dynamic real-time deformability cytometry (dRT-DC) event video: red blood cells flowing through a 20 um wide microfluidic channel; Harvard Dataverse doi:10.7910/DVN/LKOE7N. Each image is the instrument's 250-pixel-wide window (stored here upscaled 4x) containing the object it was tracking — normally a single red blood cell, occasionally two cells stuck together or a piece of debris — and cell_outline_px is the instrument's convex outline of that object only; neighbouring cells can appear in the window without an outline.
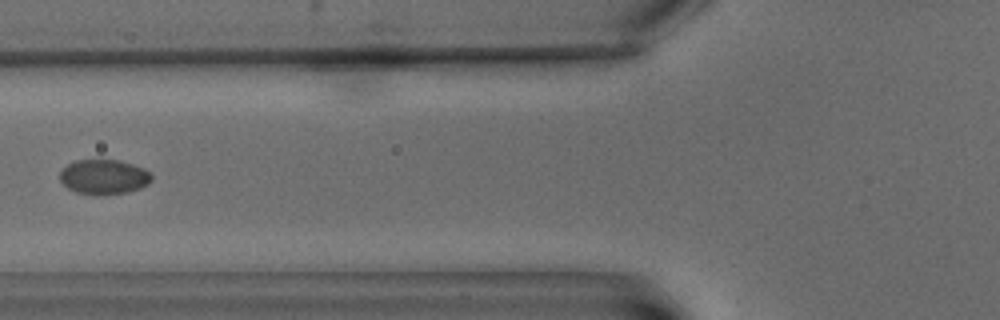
{"species": "common noctule bat (a hibernating species)", "species_latin": "Nyctalus noctula", "temperature_condition": "warm", "stored_images_in_passage": 5, "camera_frame_rate_fps": 3000, "um_per_image_px": 0.085, "animal": {"sex": "male", "body_mass_g": 15.6}, "frame": {"image": 1, "passage_image": 4, "time_ms": 3.667, "image_size_px": [1000, 320], "cell_outline_px": [[152, 180], [148, 184], [140, 188], [128, 192], [100, 196], [96, 196], [76, 192], [68, 188], [60, 180], [60, 172], [68, 164], [76, 160], [116, 160], [132, 164], [144, 168], [152, 176]], "centroid_in_image_um": [8.83, 15.05], "position_along_channel_um": 117.0, "area_um2": 18.67}}